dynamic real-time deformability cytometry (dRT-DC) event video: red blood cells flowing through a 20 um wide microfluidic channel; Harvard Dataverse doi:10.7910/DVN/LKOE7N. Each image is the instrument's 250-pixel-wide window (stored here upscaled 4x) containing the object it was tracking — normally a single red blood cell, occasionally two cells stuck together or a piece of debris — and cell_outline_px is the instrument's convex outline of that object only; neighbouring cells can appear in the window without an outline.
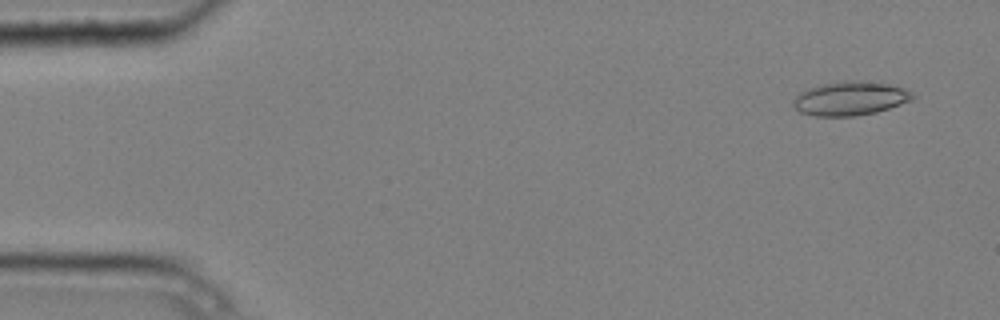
{"species": "common noctule bat (a hibernating species)", "species_latin": "Nyctalus noctula", "temperature_condition": "cold", "stored_images_in_passage": 5, "camera_frame_rate_fps": 3000, "um_per_image_px": 0.085, "animal": {"sex": "male", "body_mass_g": 20.4}, "frame": {"image": 1, "passage_image": 1, "time_ms": 0.0, "image_size_px": [1000, 320], "cell_outline_px": [[916, 96], [912, 100], [876, 112], [856, 116], [816, 116], [800, 112], [792, 104], [792, 100], [800, 92], [820, 84], [844, 80], [860, 80], [888, 84], [904, 88], [912, 92]], "centroid_in_image_um": [72.27, 8.36], "position_along_channel_um": 12.7, "area_um2": 23.64}}